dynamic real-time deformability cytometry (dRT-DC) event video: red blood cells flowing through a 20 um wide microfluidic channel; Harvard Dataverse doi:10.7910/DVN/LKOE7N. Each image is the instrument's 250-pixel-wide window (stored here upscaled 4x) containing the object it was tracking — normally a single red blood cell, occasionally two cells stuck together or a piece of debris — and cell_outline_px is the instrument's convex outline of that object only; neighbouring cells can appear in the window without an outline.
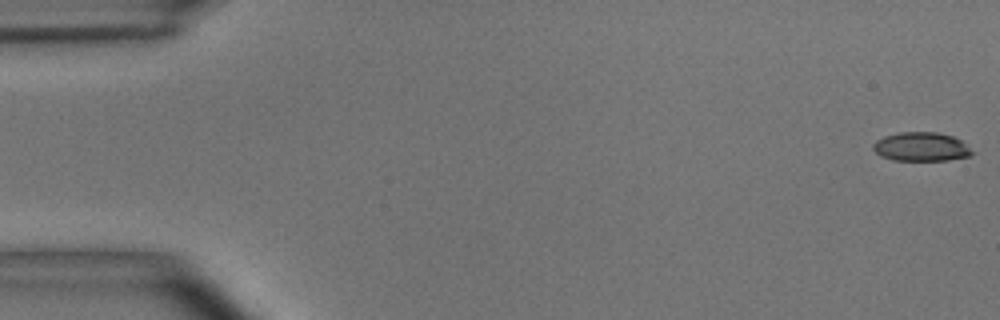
{"species": "common noctule bat (a hibernating species)", "species_latin": "Nyctalus noctula", "temperature_condition": "room temperature", "stored_images_in_passage": 54, "camera_frame_rate_fps": 3000, "um_per_image_px": 0.085, "animal": {"sex": "male", "body_mass_g": 15.6}, "frame": {"image": 1, "passage_image": 1, "time_ms": 0.0, "image_size_px": [1000, 320], "cell_outline_px": [[976, 152], [968, 156], [948, 160], [892, 160], [880, 156], [872, 148], [872, 144], [876, 140], [884, 136], [900, 132], [936, 132], [952, 136], [960, 140]], "centroid_in_image_um": [78.29, 12.47], "position_along_channel_um": 6.7, "area_um2": 16.7}}
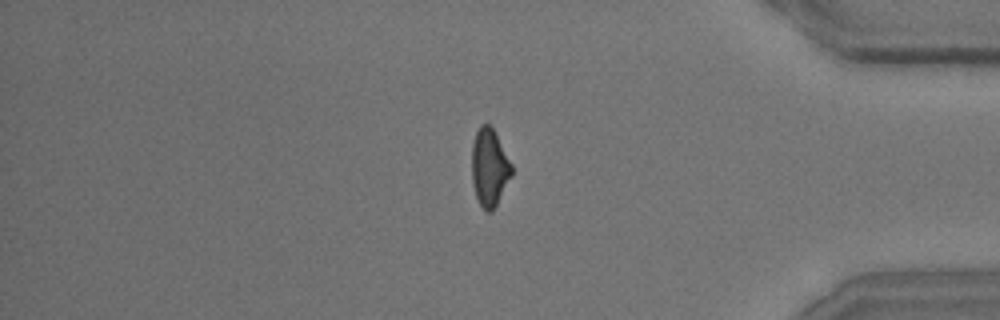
{"frame": {"image": 2, "passage_image": 46, "time_ms": 15.0, "image_size_px": [1000, 320], "cell_outline_px": [[512, 176], [492, 212], [484, 212], [476, 196], [472, 184], [472, 144], [476, 132], [480, 124], [492, 124], [512, 164]], "centroid_in_image_um": [41.6, 14.22], "position_along_channel_um": 393.6, "area_um2": 18.32}}
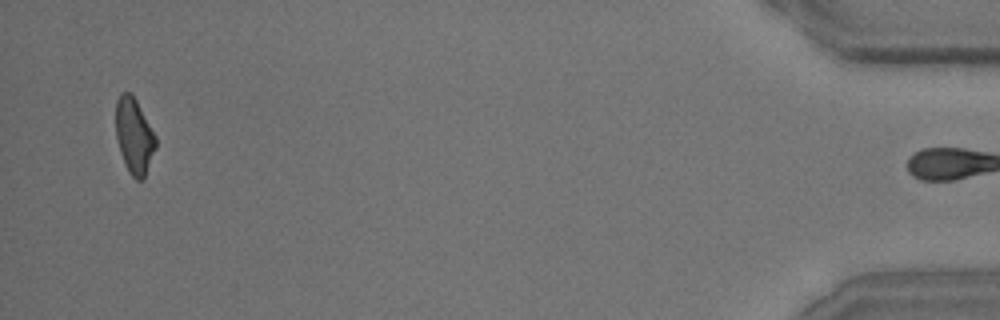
{"frame": {"image": 3, "passage_image": 53, "time_ms": 17.333, "image_size_px": [1000, 320], "cell_outline_px": [[156, 148], [144, 180], [136, 180], [128, 172], [120, 152], [116, 136], [116, 100], [120, 92], [132, 92], [156, 136]], "centroid_in_image_um": [11.41, 11.55], "position_along_channel_um": 423.8, "area_um2": 17.8}, "authors_computed_cell_mechanics": {"area_um2": 18.5827, "velocity_mm_per_s": 3.6809, "shape_relaxation_time_tau1_ms": 8.8918, "shape_relaxation_time_tau2_ms": 2.5572, "deformation_change_tau1": 0.2109, "deformation_change_tau2": 0.1125}}